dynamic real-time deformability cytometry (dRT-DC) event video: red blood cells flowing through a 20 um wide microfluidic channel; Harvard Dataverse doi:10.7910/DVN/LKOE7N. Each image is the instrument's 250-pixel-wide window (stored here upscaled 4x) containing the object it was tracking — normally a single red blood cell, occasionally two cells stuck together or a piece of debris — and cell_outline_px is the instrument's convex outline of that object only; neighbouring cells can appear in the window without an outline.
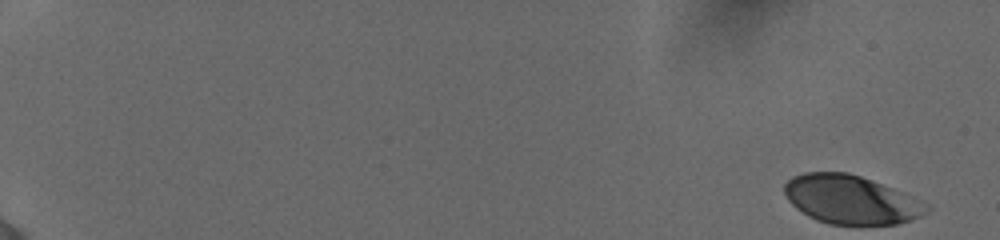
{"species": "human", "species_latin": "Homo sapiens", "temperature_condition": "cold", "stored_images_in_passage": 54, "camera_frame_rate_fps": 3000, "um_per_image_px": 0.085, "donor": {"sex": "female"}, "frame": {"image": 1, "passage_image": 1, "time_ms": 0.0, "image_size_px": [1000, 240], "cell_outline_px": [[932, 208], [928, 212], [920, 216], [896, 224], [828, 224], [816, 220], [808, 216], [796, 208], [788, 200], [784, 192], [784, 184], [792, 176], [804, 172], [848, 172], [860, 176], [904, 192], [928, 204]], "centroid_in_image_um": [72.32, 16.96], "position_along_channel_um": 12.7, "area_um2": 40.29}}
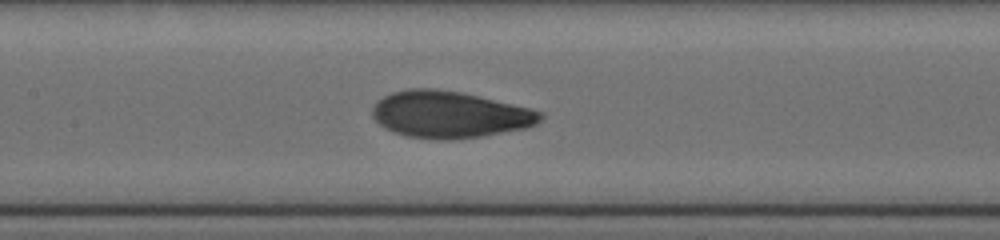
{"frame": {"image": 2, "passage_image": 29, "time_ms": 9.333, "image_size_px": [1000, 240], "cell_outline_px": [[544, 116], [536, 124], [524, 128], [480, 136], [452, 140], [436, 140], [404, 136], [384, 128], [372, 116], [372, 108], [376, 100], [392, 92], [408, 88], [436, 88], [460, 92], [528, 108], [544, 112]], "centroid_in_image_um": [38.15, 9.74], "position_along_channel_um": 169.2, "area_um2": 45.72}}
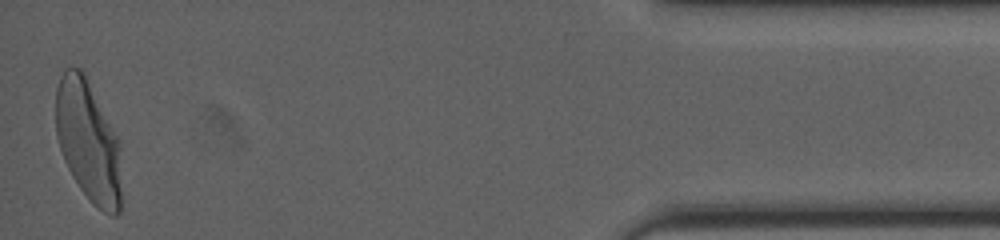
{"frame": {"image": 3, "passage_image": 54, "time_ms": 17.667, "image_size_px": [1000, 240], "cell_outline_px": [[120, 212], [116, 216], [112, 216], [96, 208], [92, 204], [80, 188], [72, 176], [64, 160], [56, 136], [56, 88], [60, 76], [64, 68], [80, 68], [84, 72], [120, 140]], "centroid_in_image_um": [7.5, 12.0], "position_along_channel_um": 427.7, "area_um2": 46.76}, "authors_computed_cell_mechanics": {"area_um2": 44.2459, "velocity_mm_per_s": 3.8774, "shape_relaxation_time_tau1_ms": 3.7185, "shape_relaxation_time_tau2_ms": 0.7019, "deformation_change_tau1": 0.1667, "deformation_change_tau2": 0.0634}}